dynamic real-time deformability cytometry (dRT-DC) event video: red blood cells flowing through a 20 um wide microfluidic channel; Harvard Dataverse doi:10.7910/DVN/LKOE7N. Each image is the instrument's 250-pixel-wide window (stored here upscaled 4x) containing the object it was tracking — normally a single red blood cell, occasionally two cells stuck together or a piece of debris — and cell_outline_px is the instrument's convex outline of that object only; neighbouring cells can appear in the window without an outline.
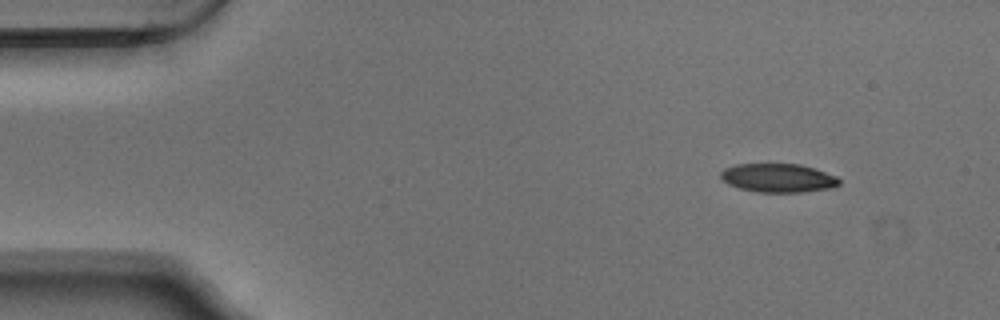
{"species": "Egyptian fruit bat (a non-hibernating species)", "species_latin": "Rousettus aegyptiacus", "temperature_condition": "warm", "stored_images_in_passage": 19, "camera_frame_rate_fps": 3000, "um_per_image_px": 0.085, "animal": {"sex": "male"}, "frame": {"image": 1, "passage_image": 1, "time_ms": 0.0, "image_size_px": [1000, 320], "cell_outline_px": [[840, 184], [832, 188], [800, 192], [756, 192], [740, 188], [728, 184], [720, 176], [720, 172], [724, 168], [736, 164], [800, 164], [816, 168], [836, 176], [840, 180]], "centroid_in_image_um": [66.16, 15.12], "position_along_channel_um": 18.8, "area_um2": 19.88}}
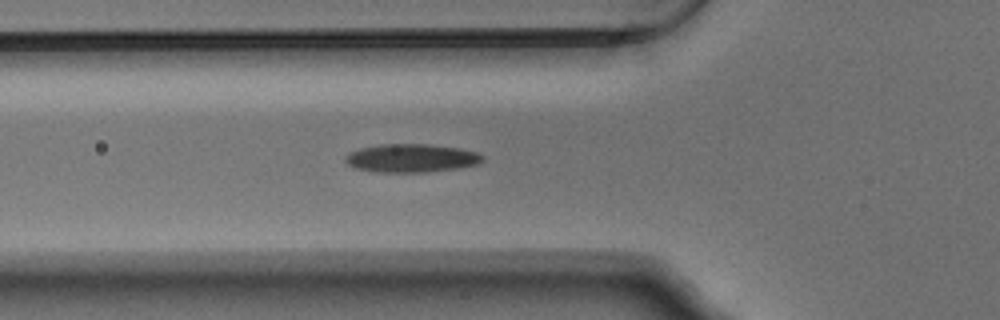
{"frame": {"image": 2, "passage_image": 14, "time_ms": 4.333, "image_size_px": [1000, 320], "cell_outline_px": [[484, 160], [480, 164], [460, 168], [424, 172], [376, 172], [356, 168], [348, 164], [344, 160], [344, 156], [348, 152], [360, 148], [380, 144], [428, 144], [460, 148], [476, 152], [484, 156]], "centroid_in_image_um": [34.97, 13.44], "position_along_channel_um": 90.8, "area_um2": 22.89}}
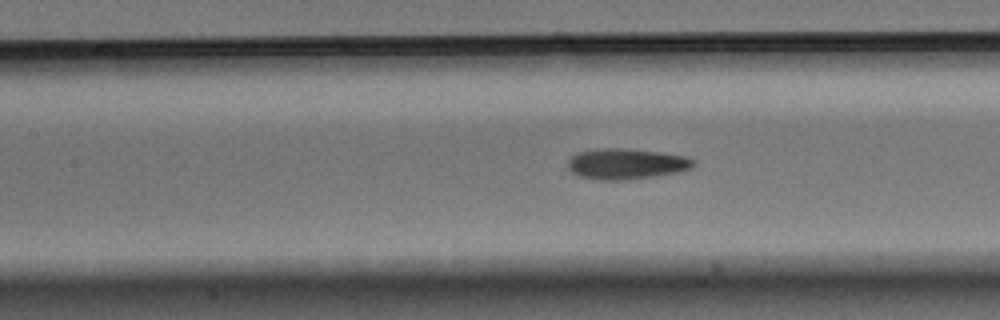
{"frame": {"image": 3, "passage_image": 19, "time_ms": 6.0, "image_size_px": [1000, 320], "cell_outline_px": [[696, 164], [692, 168], [680, 172], [656, 176], [624, 180], [600, 180], [580, 176], [572, 172], [568, 168], [568, 160], [576, 152], [604, 148], [624, 148], [660, 152], [684, 156], [696, 160]], "centroid_in_image_um": [53.26, 13.93], "position_along_channel_um": 154.1, "area_um2": 22.6}}